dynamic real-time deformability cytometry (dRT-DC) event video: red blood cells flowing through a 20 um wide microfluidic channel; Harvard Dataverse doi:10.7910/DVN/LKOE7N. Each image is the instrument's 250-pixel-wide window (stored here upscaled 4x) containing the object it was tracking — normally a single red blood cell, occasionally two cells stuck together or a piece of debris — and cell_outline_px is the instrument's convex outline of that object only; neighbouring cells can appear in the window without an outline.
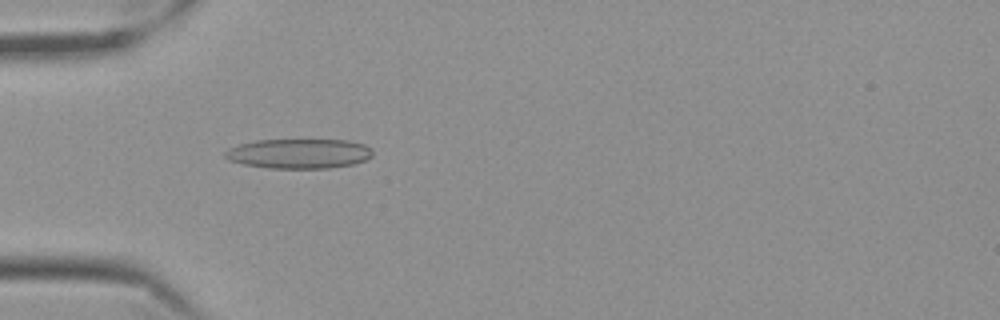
{"species": "Egyptian fruit bat (a non-hibernating species)", "species_latin": "Rousettus aegyptiacus", "temperature_condition": "cold", "stored_images_in_passage": 35, "camera_frame_rate_fps": 3000, "um_per_image_px": 0.085, "frame": {"image": 1, "passage_image": 1, "time_ms": 0.0, "image_size_px": [1000, 320], "cell_outline_px": [[372, 156], [364, 160], [352, 164], [328, 168], [268, 168], [244, 164], [228, 160], [224, 156], [224, 152], [228, 148], [240, 144], [256, 140], [348, 140], [364, 144], [372, 148]], "centroid_in_image_um": [25.4, 13.05], "position_along_channel_um": 59.6, "area_um2": 25.55}, "authors_computed_cell_mechanics": {"area_um2": 19.5942, "velocity_mm_per_s": 3.4729, "shape_relaxation_time_tau1_ms": 1.2588, "shape_relaxation_time_tau2_ms": 3.1697, "deformation_change_tau1": 0.0778, "deformation_change_tau2": 0.0642}}